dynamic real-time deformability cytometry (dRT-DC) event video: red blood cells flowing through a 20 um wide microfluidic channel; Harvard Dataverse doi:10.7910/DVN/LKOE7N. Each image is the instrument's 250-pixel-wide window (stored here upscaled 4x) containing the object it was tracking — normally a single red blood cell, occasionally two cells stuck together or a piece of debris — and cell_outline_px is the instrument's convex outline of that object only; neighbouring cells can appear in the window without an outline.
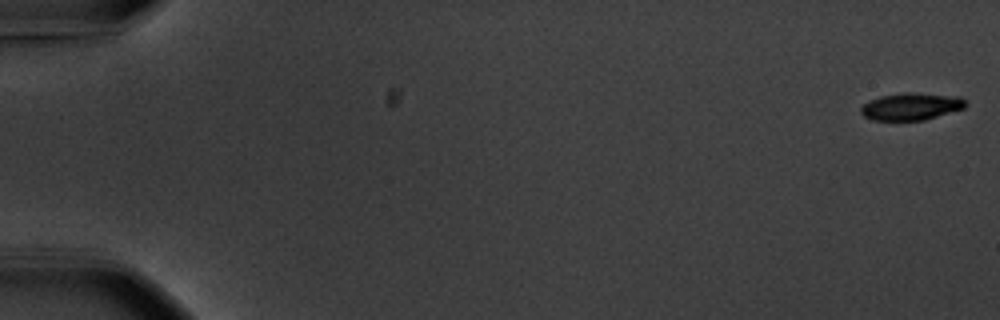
{"species": "common noctule bat (a hibernating species)", "species_latin": "Nyctalus noctula", "temperature_condition": "warm", "stored_images_in_passage": 56, "camera_frame_rate_fps": 3000, "um_per_image_px": 0.085, "animal": {"sex": "male", "body_mass_g": 20.1, "forearm_length_mm": 53.5}, "frame": {"image": 1, "passage_image": 1, "time_ms": 0.0, "image_size_px": [1000, 320], "cell_outline_px": [[968, 104], [964, 108], [924, 120], [872, 120], [864, 116], [860, 112], [860, 108], [868, 100], [880, 96], [904, 92], [912, 92], [960, 96]], "centroid_in_image_um": [77.44, 9.04], "position_along_channel_um": 7.6, "area_um2": 16.7}}
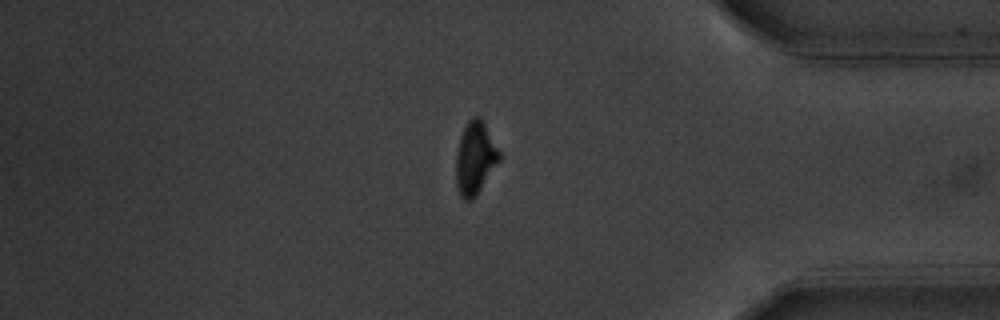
{"frame": {"image": 2, "passage_image": 48, "time_ms": 15.667, "image_size_px": [1000, 320], "cell_outline_px": [[500, 160], [476, 196], [472, 200], [464, 200], [460, 196], [456, 184], [456, 152], [460, 136], [468, 120], [472, 116], [480, 116], [484, 120], [500, 152]], "centroid_in_image_um": [40.38, 13.41], "position_along_channel_um": 394.8, "area_um2": 18.55}}
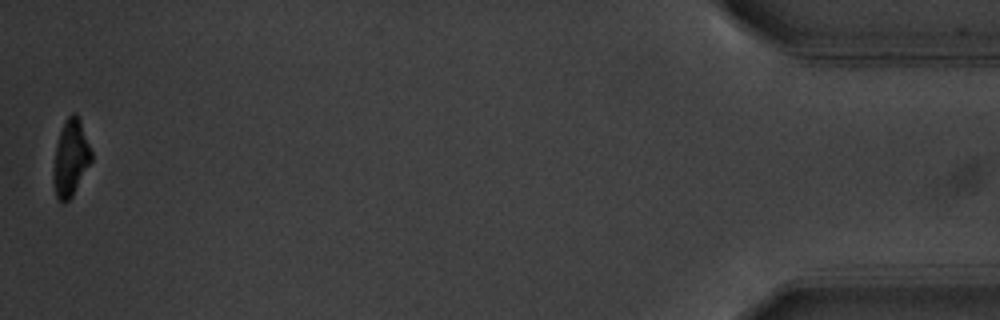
{"frame": {"image": 3, "passage_image": 56, "time_ms": 18.333, "image_size_px": [1000, 320], "cell_outline_px": [[92, 160], [72, 196], [64, 204], [56, 196], [52, 180], [52, 168], [56, 148], [60, 132], [64, 120], [72, 112], [76, 112], [80, 120], [92, 152]], "centroid_in_image_um": [5.99, 13.43], "position_along_channel_um": 429.2, "area_um2": 16.94}, "authors_computed_cell_mechanics": {"area_um2": 18.3515, "velocity_mm_per_s": 3.6707, "shape_relaxation_time_tau1_ms": 2.2048, "shape_relaxation_time_tau2_ms": null, "deformation_change_tau1": 0.1539, "deformation_change_tau2": null}}